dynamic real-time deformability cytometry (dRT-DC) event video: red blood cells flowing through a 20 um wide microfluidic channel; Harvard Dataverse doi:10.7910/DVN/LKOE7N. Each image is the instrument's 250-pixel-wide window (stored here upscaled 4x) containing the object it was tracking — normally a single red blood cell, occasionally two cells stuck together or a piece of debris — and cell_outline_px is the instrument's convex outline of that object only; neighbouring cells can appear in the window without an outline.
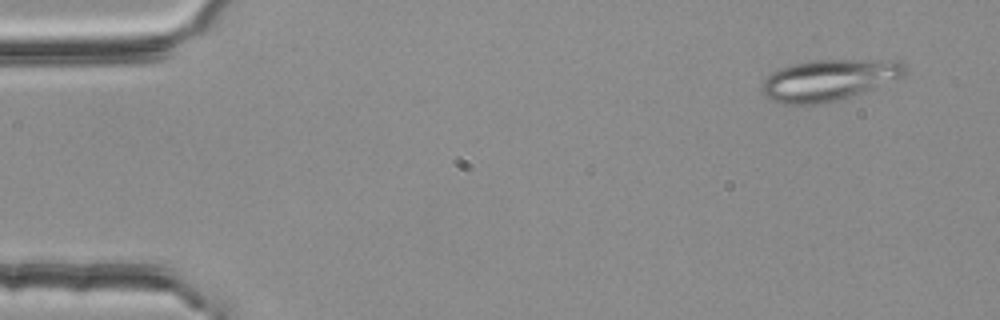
{"species": "common noctule bat (a hibernating species)", "species_latin": "Nyctalus noctula", "temperature_condition": "room temperature", "stored_images_in_passage": 3, "camera_frame_rate_fps": 3000, "um_per_image_px": 0.085, "animal": {"sex": "female", "body_mass_g": 25.1}, "frame": {"image": 1, "passage_image": 1, "time_ms": 0.0, "image_size_px": [1000, 320], "cell_outline_px": [[904, 76], [872, 88], [836, 100], [816, 104], [784, 104], [772, 100], [764, 96], [760, 88], [764, 80], [772, 72], [780, 68], [792, 64], [808, 60], [900, 60], [904, 64]], "centroid_in_image_um": [70.39, 6.79], "position_along_channel_um": 14.6, "area_um2": 33.93}}